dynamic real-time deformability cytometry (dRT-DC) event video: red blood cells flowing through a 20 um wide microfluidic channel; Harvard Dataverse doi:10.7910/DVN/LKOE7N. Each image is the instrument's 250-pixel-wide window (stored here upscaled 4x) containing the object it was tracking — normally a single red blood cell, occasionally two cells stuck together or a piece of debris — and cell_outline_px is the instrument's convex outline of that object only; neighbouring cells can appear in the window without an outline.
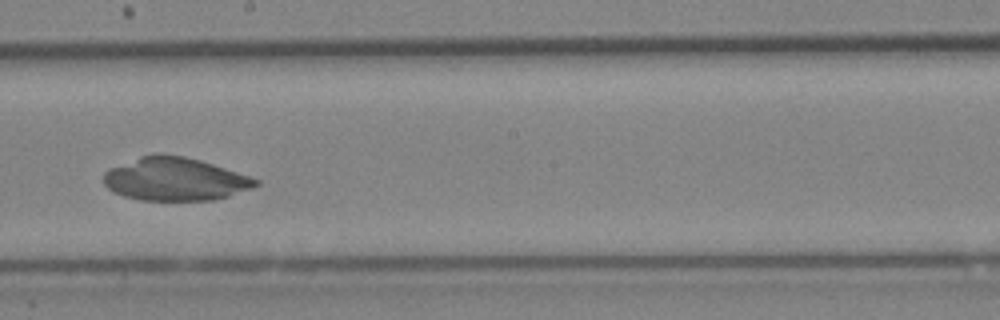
{"species": "Egyptian fruit bat (a non-hibernating species)", "species_latin": "Rousettus aegyptiacus", "temperature_condition": "cold", "stored_images_in_passage": 34, "camera_frame_rate_fps": 3000, "um_per_image_px": 0.085, "animal": {"sex": "female"}, "frame": {"image": 1, "passage_image": 17, "time_ms": 5.333, "image_size_px": [1000, 320], "cell_outline_px": [[260, 184], [252, 188], [216, 200], [140, 200], [124, 196], [112, 192], [104, 184], [104, 172], [112, 168], [140, 156], [156, 152], [184, 156], [200, 160], [260, 180]], "centroid_in_image_um": [14.87, 15.22], "position_along_channel_um": 233.3, "area_um2": 38.09}}
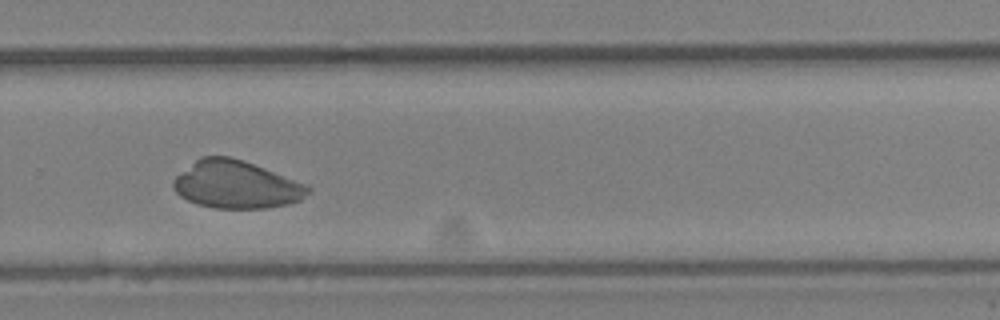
{"frame": {"image": 2, "passage_image": 22, "time_ms": 7.0, "image_size_px": [1000, 320], "cell_outline_px": [[312, 192], [300, 200], [288, 204], [264, 208], [212, 208], [196, 204], [180, 196], [172, 188], [172, 180], [176, 176], [200, 156], [228, 156], [244, 160], [304, 184], [312, 188]], "centroid_in_image_um": [20.05, 15.7], "position_along_channel_um": 309.8, "area_um2": 37.34}}
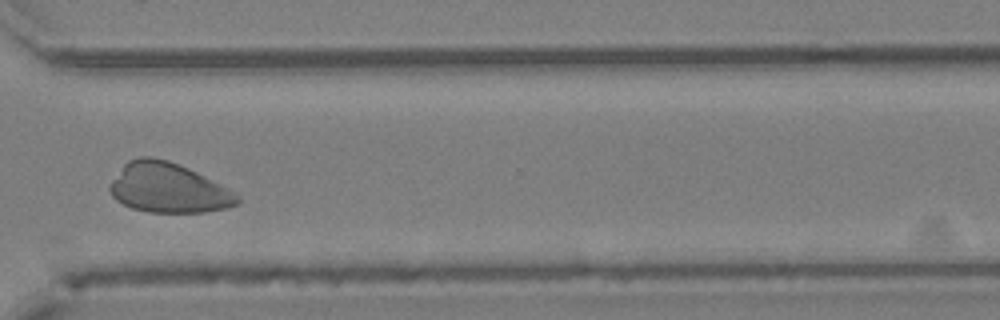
{"frame": {"image": 3, "passage_image": 25, "time_ms": 8.0, "image_size_px": [1000, 320], "cell_outline_px": [[240, 204], [228, 208], [204, 212], [148, 212], [132, 208], [116, 200], [112, 196], [108, 188], [112, 180], [124, 164], [128, 160], [140, 156], [152, 156], [168, 160], [188, 168], [204, 176], [240, 196]], "centroid_in_image_um": [14.28, 15.98], "position_along_channel_um": 356.3, "area_um2": 36.82}}